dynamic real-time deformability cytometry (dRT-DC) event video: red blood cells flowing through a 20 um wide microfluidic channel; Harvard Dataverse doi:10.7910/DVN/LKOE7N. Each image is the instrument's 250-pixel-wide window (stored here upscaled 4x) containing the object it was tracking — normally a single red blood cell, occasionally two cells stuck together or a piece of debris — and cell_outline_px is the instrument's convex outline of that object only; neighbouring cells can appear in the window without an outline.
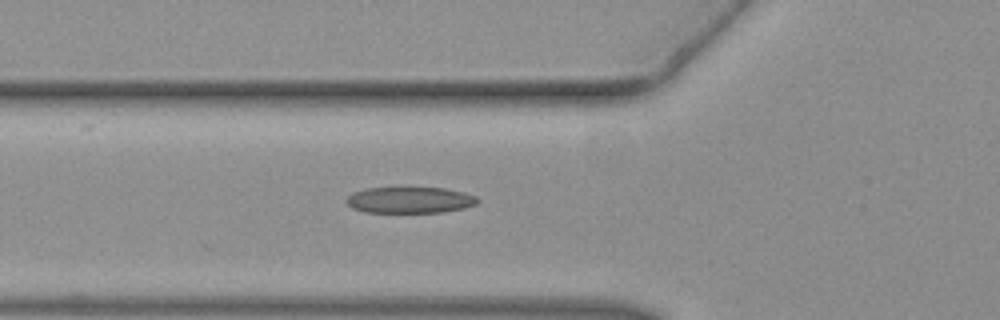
{"species": "common noctule bat (a hibernating species)", "species_latin": "Nyctalus noctula", "temperature_condition": "warm", "stored_images_in_passage": 13, "camera_frame_rate_fps": 3000, "um_per_image_px": 0.085, "animal": {"sex": "female", "body_mass_g": 19.3, "forearm_length_mm": 54.1}, "frame": {"image": 1, "passage_image": 2, "time_ms": 0.333, "image_size_px": [1000, 320], "cell_outline_px": [[480, 200], [476, 204], [464, 208], [444, 212], [364, 212], [352, 208], [344, 200], [352, 192], [364, 188], [444, 188], [464, 192], [476, 196]], "centroid_in_image_um": [34.82, 17.0], "position_along_channel_um": 91.0, "area_um2": 20.11}}
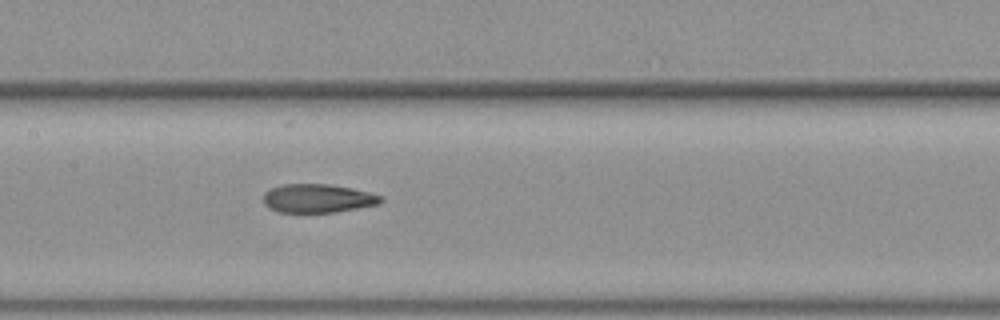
{"frame": {"image": 2, "passage_image": 8, "time_ms": 2.333, "image_size_px": [1000, 320], "cell_outline_px": [[384, 200], [380, 204], [336, 212], [280, 212], [268, 208], [264, 204], [264, 192], [272, 188], [284, 184], [328, 184], [352, 188], [368, 192], [380, 196]], "centroid_in_image_um": [27.01, 16.86], "position_along_channel_um": 180.4, "area_um2": 19.54}}
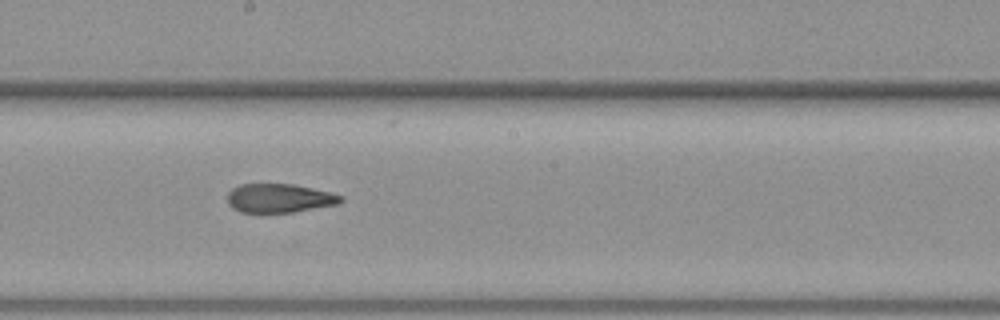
{"frame": {"image": 3, "passage_image": 11, "time_ms": 3.333, "image_size_px": [1000, 320], "cell_outline_px": [[344, 200], [336, 204], [292, 212], [240, 212], [232, 208], [228, 204], [228, 192], [232, 188], [240, 184], [292, 184], [312, 188], [344, 196]], "centroid_in_image_um": [23.71, 16.84], "position_along_channel_um": 224.5, "area_um2": 18.9}}